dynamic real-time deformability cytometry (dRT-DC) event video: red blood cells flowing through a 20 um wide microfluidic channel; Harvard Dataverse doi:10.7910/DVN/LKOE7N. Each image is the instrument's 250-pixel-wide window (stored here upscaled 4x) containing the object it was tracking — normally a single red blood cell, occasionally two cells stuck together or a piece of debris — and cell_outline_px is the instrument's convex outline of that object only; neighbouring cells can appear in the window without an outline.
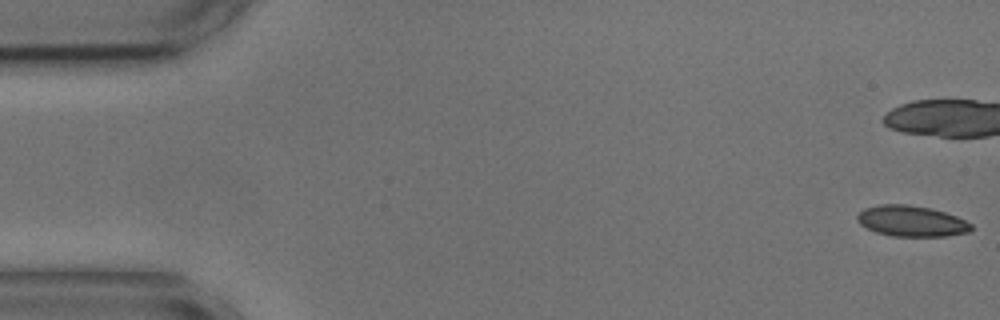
{"species": "common noctule bat (a hibernating species)", "species_latin": "Nyctalus noctula", "temperature_condition": "cold", "stored_images_in_passage": 16, "camera_frame_rate_fps": 3000, "um_per_image_px": 0.085, "animal": {"sex": "male", "body_mass_g": 17.9, "forearm_length_mm": 54.2}, "frame": {"image": 1, "passage_image": 1, "time_ms": 0.0, "image_size_px": [1000, 320], "cell_outline_px": [[972, 228], [968, 232], [944, 236], [892, 236], [876, 232], [860, 224], [856, 220], [856, 216], [864, 208], [880, 204], [908, 204], [932, 208], [956, 216], [972, 224]], "centroid_in_image_um": [77.45, 18.78], "position_along_channel_um": 7.5, "area_um2": 20.46}}